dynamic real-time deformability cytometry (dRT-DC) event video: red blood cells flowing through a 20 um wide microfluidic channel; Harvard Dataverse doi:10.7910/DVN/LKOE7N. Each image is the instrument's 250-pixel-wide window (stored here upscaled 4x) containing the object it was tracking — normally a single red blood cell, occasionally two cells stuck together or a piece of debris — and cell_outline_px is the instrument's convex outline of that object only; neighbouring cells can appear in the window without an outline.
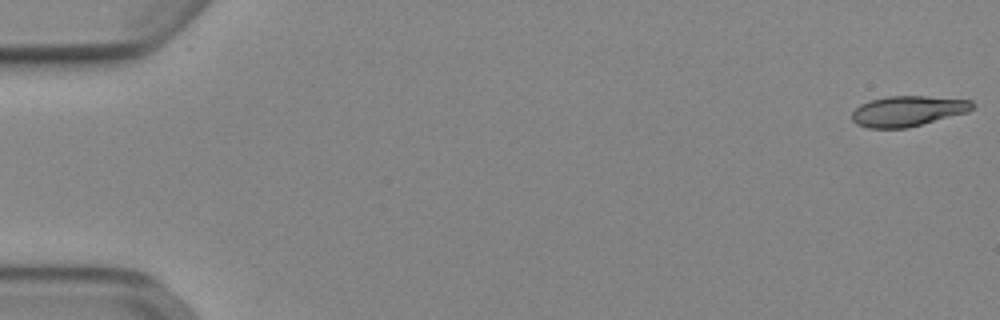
{"species": "Egyptian fruit bat (a non-hibernating species)", "species_latin": "Rousettus aegyptiacus", "temperature_condition": "cold", "stored_images_in_passage": 50, "camera_frame_rate_fps": 3000, "um_per_image_px": 0.085, "animal": {"sex": "female"}, "frame": {"image": 1, "passage_image": 1, "time_ms": 0.0, "image_size_px": [1000, 320], "cell_outline_px": [[976, 104], [968, 112], [904, 128], [868, 128], [856, 124], [852, 120], [852, 112], [860, 104], [872, 100], [888, 96], [924, 96], [972, 100]], "centroid_in_image_um": [77.15, 9.43], "position_along_channel_um": 7.8, "area_um2": 21.15}}
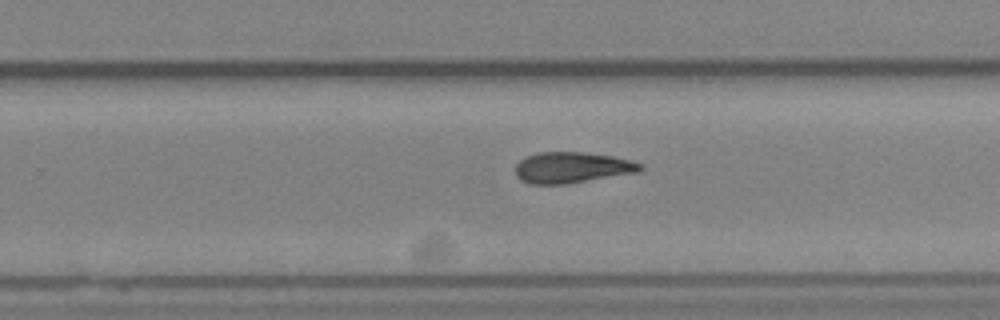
{"frame": {"image": 2, "passage_image": 34, "time_ms": 11.0, "image_size_px": [1000, 320], "cell_outline_px": [[644, 168], [640, 172], [568, 184], [528, 184], [520, 180], [516, 176], [516, 164], [520, 160], [528, 156], [540, 152], [580, 152], [612, 156], [644, 164]], "centroid_in_image_um": [48.63, 14.26], "position_along_channel_um": 281.2, "area_um2": 22.66}}
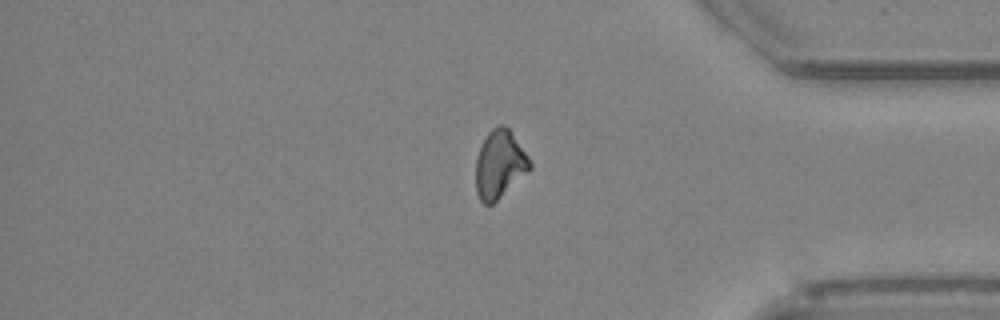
{"frame": {"image": 3, "passage_image": 44, "time_ms": 14.333, "image_size_px": [1000, 320], "cell_outline_px": [[532, 168], [528, 172], [492, 204], [484, 204], [480, 200], [476, 192], [476, 160], [480, 148], [488, 132], [492, 128], [500, 124], [504, 124], [508, 128], [528, 156], [532, 164]], "centroid_in_image_um": [42.47, 13.97], "position_along_channel_um": 392.7, "area_um2": 21.15}}